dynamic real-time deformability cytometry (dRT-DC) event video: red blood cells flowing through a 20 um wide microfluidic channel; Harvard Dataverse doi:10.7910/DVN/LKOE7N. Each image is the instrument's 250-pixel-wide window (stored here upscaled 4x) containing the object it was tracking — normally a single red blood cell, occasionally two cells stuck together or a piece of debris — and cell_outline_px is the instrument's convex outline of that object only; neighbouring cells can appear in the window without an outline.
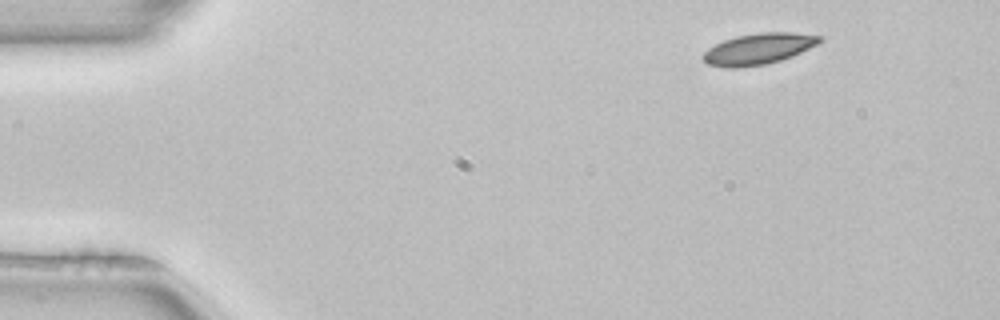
{"species": "common noctule bat (a hibernating species)", "species_latin": "Nyctalus noctula", "temperature_condition": "room temperature", "stored_images_in_passage": 3, "camera_frame_rate_fps": 3000, "um_per_image_px": 0.085, "animal": {"sex": "female", "body_mass_g": 22.7, "forearm_length_mm": 54.2}, "frame": {"image": 1, "passage_image": 1, "time_ms": 0.0, "image_size_px": [1000, 320], "cell_outline_px": [[824, 40], [792, 56], [780, 60], [764, 64], [740, 68], [728, 68], [708, 64], [700, 56], [708, 48], [724, 40], [736, 36], [760, 32], [792, 32], [824, 36]], "centroid_in_image_um": [64.46, 4.14], "position_along_channel_um": 20.5, "area_um2": 21.1}}
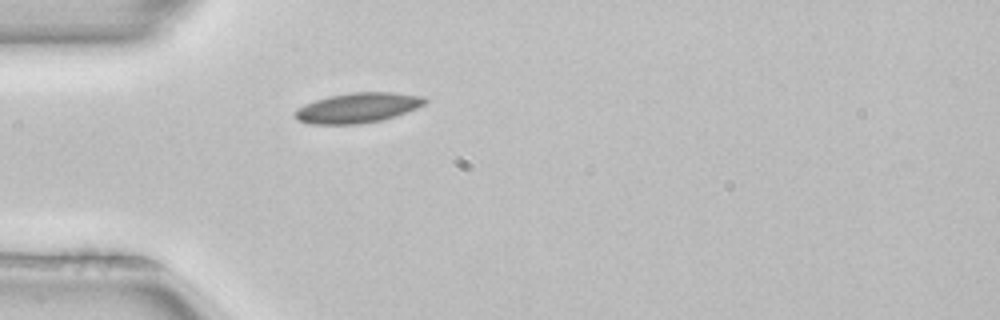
{"frame": {"image": 2, "passage_image": 3, "time_ms": 0.667, "image_size_px": [1000, 320], "cell_outline_px": [[428, 100], [424, 104], [416, 108], [396, 116], [380, 120], [356, 124], [312, 124], [296, 120], [296, 108], [304, 104], [328, 96], [352, 92], [392, 92], [420, 96]], "centroid_in_image_um": [30.38, 9.16], "position_along_channel_um": 54.6, "area_um2": 22.54}}